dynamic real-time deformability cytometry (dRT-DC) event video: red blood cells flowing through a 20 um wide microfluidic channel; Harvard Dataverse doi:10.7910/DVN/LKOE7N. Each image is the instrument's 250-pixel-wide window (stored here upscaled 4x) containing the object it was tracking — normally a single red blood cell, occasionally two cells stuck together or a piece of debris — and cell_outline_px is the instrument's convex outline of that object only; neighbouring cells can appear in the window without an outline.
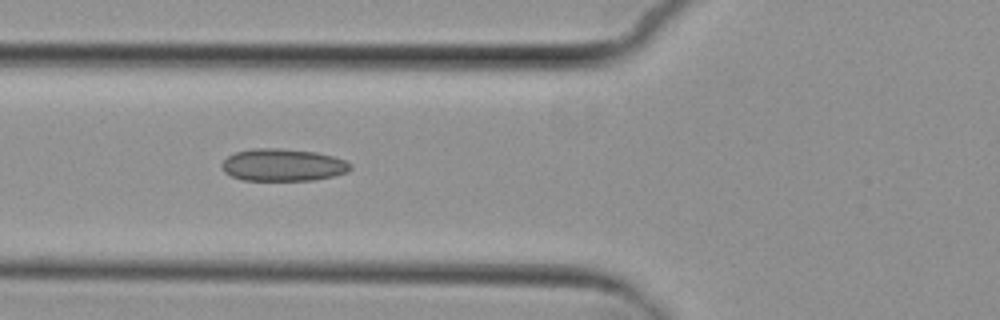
{"species": "common noctule bat (a hibernating species)", "species_latin": "Nyctalus noctula", "temperature_condition": "cold", "stored_images_in_passage": 7, "camera_frame_rate_fps": 3000, "um_per_image_px": 0.085, "animal": {"sex": "female", "body_mass_g": 29.2, "forearm_length_mm": 56.3}, "frame": {"image": 1, "passage_image": 5, "time_ms": 4.667, "image_size_px": [1000, 320], "cell_outline_px": [[352, 168], [348, 172], [316, 180], [244, 180], [232, 176], [224, 172], [220, 164], [228, 156], [236, 152], [252, 148], [280, 148], [316, 152], [332, 156], [344, 160], [352, 164]], "centroid_in_image_um": [24.05, 14.02], "position_along_channel_um": 101.8, "area_um2": 24.28}}
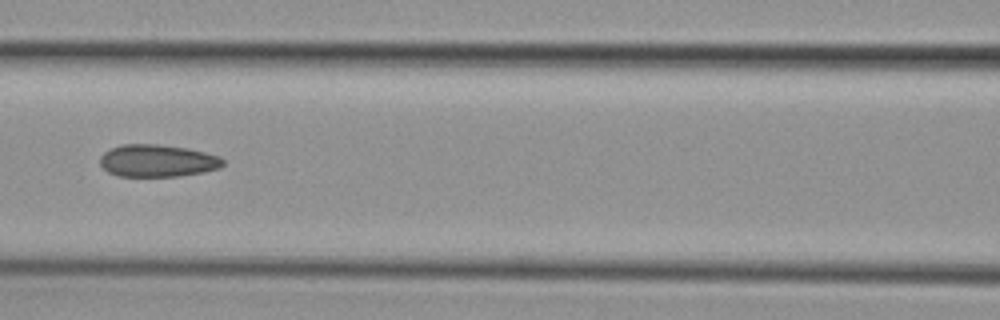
{"frame": {"image": 2, "passage_image": 6, "time_ms": 6.0, "image_size_px": [1000, 320], "cell_outline_px": [[224, 164], [220, 168], [204, 172], [180, 176], [116, 176], [108, 172], [100, 164], [100, 156], [104, 152], [120, 144], [160, 144], [188, 148], [220, 156], [224, 160]], "centroid_in_image_um": [13.39, 13.66], "position_along_channel_um": 153.2, "area_um2": 23.35}}